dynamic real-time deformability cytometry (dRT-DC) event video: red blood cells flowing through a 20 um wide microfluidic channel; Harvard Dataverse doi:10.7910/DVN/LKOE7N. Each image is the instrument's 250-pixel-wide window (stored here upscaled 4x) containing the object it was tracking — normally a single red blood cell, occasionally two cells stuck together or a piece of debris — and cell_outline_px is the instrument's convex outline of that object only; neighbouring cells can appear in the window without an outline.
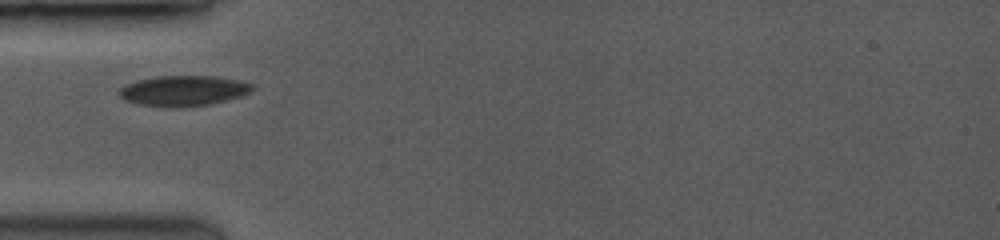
{"species": "common noctule bat (a hibernating species)", "species_latin": "Nyctalus noctula", "temperature_condition": "room temperature", "stored_images_in_passage": 15, "camera_frame_rate_fps": 3500, "um_per_image_px": 0.085, "animal": {"sex": "female", "body_mass_g": 19.0, "forearm_length_mm": 53.3}, "frame": {"image": 1, "passage_image": 1, "time_ms": 0.0, "image_size_px": [1000, 240], "cell_outline_px": [[252, 88], [248, 92], [240, 96], [208, 104], [140, 104], [128, 100], [120, 96], [120, 88], [136, 80], [156, 76], [212, 76], [236, 80], [252, 84]], "centroid_in_image_um": [15.59, 7.65], "position_along_channel_um": 69.4, "area_um2": 22.02}}